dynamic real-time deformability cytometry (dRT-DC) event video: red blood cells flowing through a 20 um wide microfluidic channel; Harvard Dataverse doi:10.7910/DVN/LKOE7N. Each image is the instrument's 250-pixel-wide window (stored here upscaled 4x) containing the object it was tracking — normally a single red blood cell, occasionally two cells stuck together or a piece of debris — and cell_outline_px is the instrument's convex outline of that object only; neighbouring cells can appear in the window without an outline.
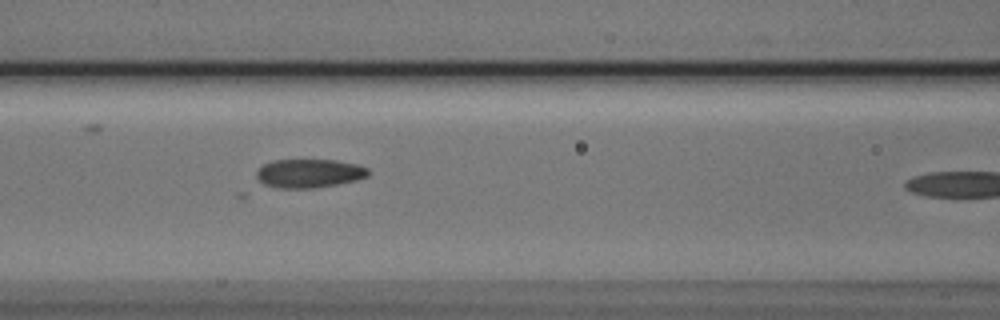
{"species": "Egyptian fruit bat (a non-hibernating species)", "species_latin": "Rousettus aegyptiacus", "temperature_condition": "cold", "stored_images_in_passage": 11, "camera_frame_rate_fps": 3000, "um_per_image_px": 0.085, "animal": {"sex": "male"}, "frame": {"image": 1, "passage_image": 10, "time_ms": 3.0, "image_size_px": [1000, 320], "cell_outline_px": [[368, 176], [356, 180], [336, 184], [312, 188], [276, 188], [264, 184], [256, 176], [256, 172], [264, 164], [272, 160], [336, 160], [356, 164], [368, 168]], "centroid_in_image_um": [26.27, 14.73], "position_along_channel_um": 140.3, "area_um2": 18.55}}